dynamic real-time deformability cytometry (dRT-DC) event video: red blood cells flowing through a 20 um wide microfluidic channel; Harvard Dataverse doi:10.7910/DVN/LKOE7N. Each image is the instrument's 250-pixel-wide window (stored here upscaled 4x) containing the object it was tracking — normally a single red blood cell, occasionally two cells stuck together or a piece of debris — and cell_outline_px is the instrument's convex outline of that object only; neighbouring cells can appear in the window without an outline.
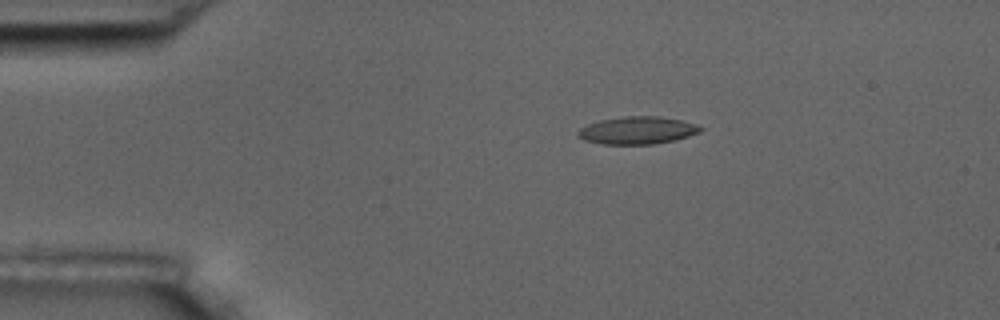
{"species": "common noctule bat (a hibernating species)", "species_latin": "Nyctalus noctula", "temperature_condition": "room temperature", "stored_images_in_passage": 5, "camera_frame_rate_fps": 3000, "um_per_image_px": 0.085, "animal": {"sex": "male", "body_mass_g": 17.5, "forearm_length_mm": 52.3}, "frame": {"image": 1, "passage_image": 3, "time_ms": 3.333, "image_size_px": [1000, 320], "cell_outline_px": [[704, 128], [700, 132], [688, 136], [672, 140], [652, 144], [604, 144], [584, 140], [576, 136], [576, 132], [580, 128], [588, 124], [600, 120], [624, 116], [660, 116], [680, 120], [696, 124]], "centroid_in_image_um": [54.15, 11.07], "position_along_channel_um": 30.9, "area_um2": 19.59}}